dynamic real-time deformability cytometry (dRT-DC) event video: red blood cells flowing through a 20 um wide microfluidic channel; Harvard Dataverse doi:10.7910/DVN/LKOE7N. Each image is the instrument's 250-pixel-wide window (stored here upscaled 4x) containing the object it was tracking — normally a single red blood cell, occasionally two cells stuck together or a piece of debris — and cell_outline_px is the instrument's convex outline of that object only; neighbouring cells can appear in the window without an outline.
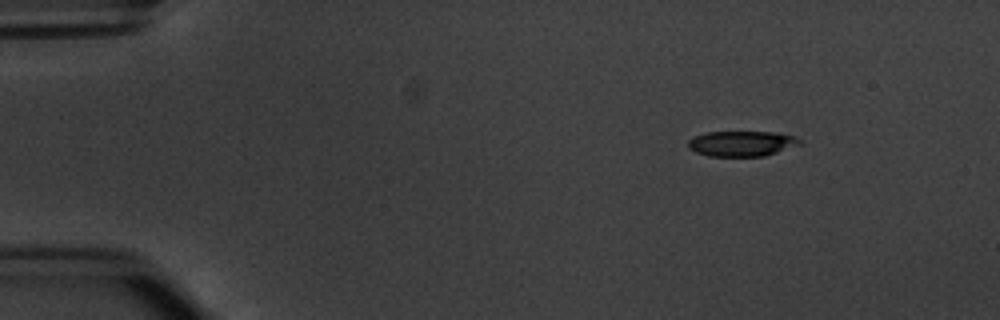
{"species": "common noctule bat (a hibernating species)", "species_latin": "Nyctalus noctula", "temperature_condition": "warm", "stored_images_in_passage": 4, "camera_frame_rate_fps": 3000, "um_per_image_px": 0.085, "animal": {"sex": "male", "body_mass_g": 20.1, "forearm_length_mm": 53.5}, "frame": {"image": 1, "passage_image": 1, "time_ms": 0.0, "image_size_px": [1000, 320], "cell_outline_px": [[804, 144], [764, 156], [708, 156], [696, 152], [688, 148], [688, 140], [696, 136], [708, 132], [776, 132], [796, 136], [804, 140]], "centroid_in_image_um": [63.13, 12.2], "position_along_channel_um": 21.9, "area_um2": 16.7}}
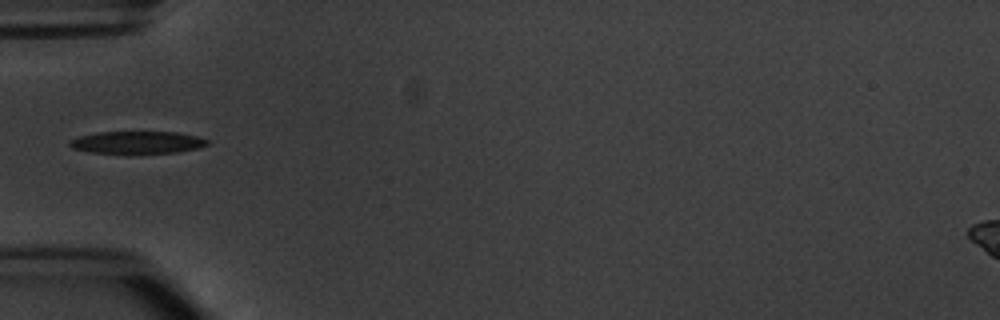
{"frame": {"image": 2, "passage_image": 4, "time_ms": 3.667, "image_size_px": [1000, 320], "cell_outline_px": [[208, 144], [196, 148], [176, 152], [92, 152], [72, 148], [68, 144], [68, 140], [80, 136], [96, 132], [176, 132], [196, 136], [208, 140]], "centroid_in_image_um": [11.62, 12.08], "position_along_channel_um": 73.4, "area_um2": 17.4}}